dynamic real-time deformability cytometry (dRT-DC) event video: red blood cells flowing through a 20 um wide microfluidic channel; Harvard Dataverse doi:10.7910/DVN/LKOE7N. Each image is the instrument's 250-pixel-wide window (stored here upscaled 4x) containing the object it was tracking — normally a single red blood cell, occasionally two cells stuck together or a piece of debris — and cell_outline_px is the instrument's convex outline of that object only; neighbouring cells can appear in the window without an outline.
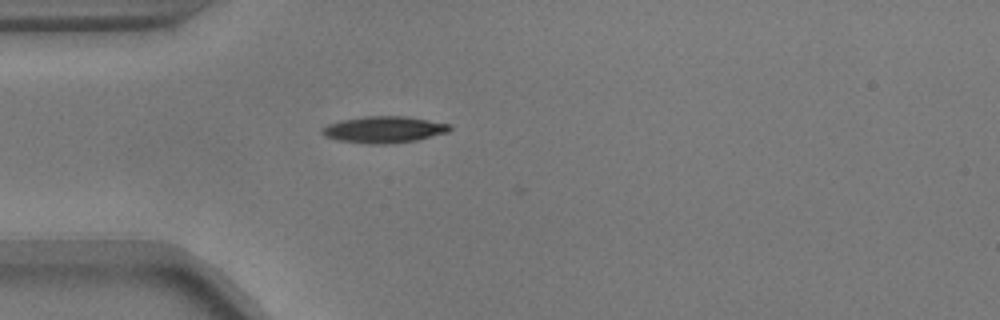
{"species": "common noctule bat (a hibernating species)", "species_latin": "Nyctalus noctula", "temperature_condition": "warm", "stored_images_in_passage": 33, "camera_frame_rate_fps": 3000, "um_per_image_px": 0.085, "animal": {"sex": "male", "body_mass_g": 17.9}, "frame": {"image": 1, "passage_image": 1, "time_ms": 0.0, "image_size_px": [1000, 320], "cell_outline_px": [[452, 128], [448, 132], [416, 140], [392, 144], [368, 144], [340, 140], [324, 136], [320, 132], [320, 128], [328, 124], [344, 120], [364, 116], [408, 116], [452, 124]], "centroid_in_image_um": [32.66, 11.01], "position_along_channel_um": 52.3, "area_um2": 19.88}}
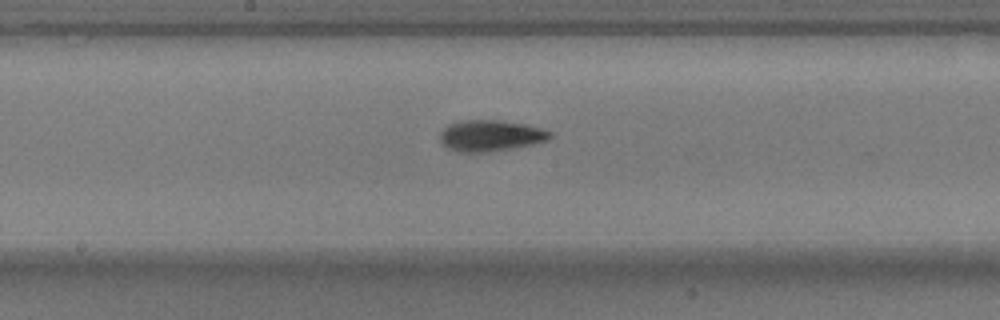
{"frame": {"image": 2, "passage_image": 14, "time_ms": 4.333, "image_size_px": [1000, 320], "cell_outline_px": [[552, 136], [548, 140], [532, 144], [512, 148], [488, 152], [460, 152], [448, 148], [440, 144], [440, 132], [448, 124], [456, 120], [496, 120], [528, 124], [552, 132]], "centroid_in_image_um": [41.66, 11.52], "position_along_channel_um": 206.5, "area_um2": 20.17}}
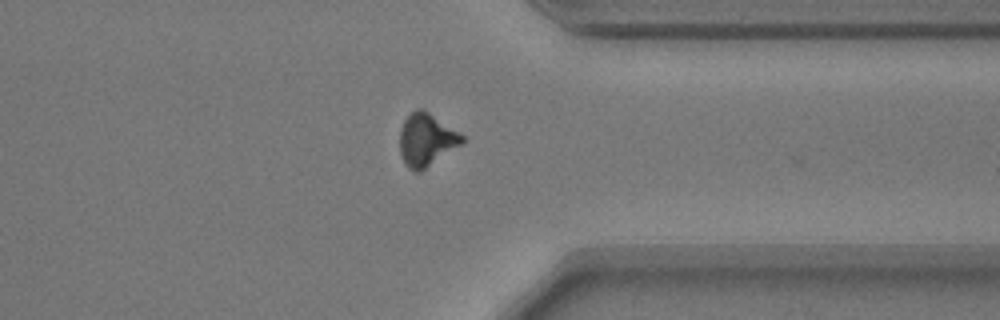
{"frame": {"image": 3, "passage_image": 28, "time_ms": 9.0, "image_size_px": [1000, 320], "cell_outline_px": [[464, 144], [420, 172], [412, 172], [404, 164], [400, 152], [400, 128], [404, 120], [416, 108], [420, 108], [428, 112], [464, 136]], "centroid_in_image_um": [36.24, 11.92], "position_along_channel_um": 375.2, "area_um2": 19.25}, "authors_computed_cell_mechanics": {"area_um2": 19.3052, "velocity_mm_per_s": 3.7183, "shape_relaxation_time_tau1_ms": 2.3533, "shape_relaxation_time_tau2_ms": 4.0906, "deformation_change_tau1": 0.1388, "deformation_change_tau2": 0.1027}}